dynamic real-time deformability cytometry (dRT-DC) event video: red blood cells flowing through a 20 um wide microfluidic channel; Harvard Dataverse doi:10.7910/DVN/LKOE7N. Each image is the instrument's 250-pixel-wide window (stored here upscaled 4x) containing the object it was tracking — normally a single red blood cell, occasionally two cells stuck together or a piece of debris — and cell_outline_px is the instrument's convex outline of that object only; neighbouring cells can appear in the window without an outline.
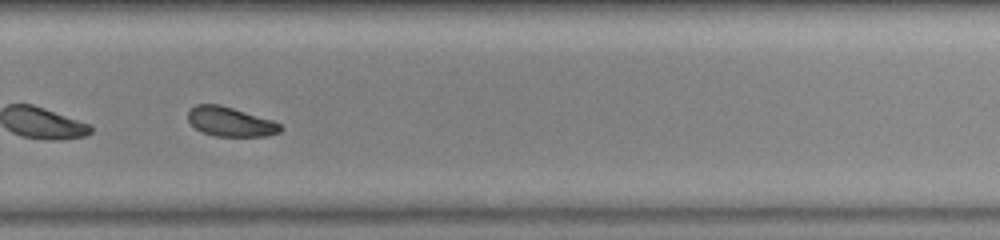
{"species": "common noctule bat (a hibernating species)", "species_latin": "Nyctalus noctula", "temperature_condition": "warm", "stored_images_in_passage": 39, "camera_frame_rate_fps": 3000, "um_per_image_px": 0.085, "animal": {"sex": "female", "body_mass_g": 23.0, "forearm_length_mm": 53.4}, "frame": {"image": 1, "passage_image": 23, "time_ms": 7.333, "image_size_px": [1000, 240], "cell_outline_px": [[284, 128], [280, 132], [268, 136], [216, 136], [200, 132], [188, 120], [188, 112], [196, 104], [220, 104], [272, 120], [280, 124]], "centroid_in_image_um": [19.59, 10.35], "position_along_channel_um": 310.2, "area_um2": 15.84}}